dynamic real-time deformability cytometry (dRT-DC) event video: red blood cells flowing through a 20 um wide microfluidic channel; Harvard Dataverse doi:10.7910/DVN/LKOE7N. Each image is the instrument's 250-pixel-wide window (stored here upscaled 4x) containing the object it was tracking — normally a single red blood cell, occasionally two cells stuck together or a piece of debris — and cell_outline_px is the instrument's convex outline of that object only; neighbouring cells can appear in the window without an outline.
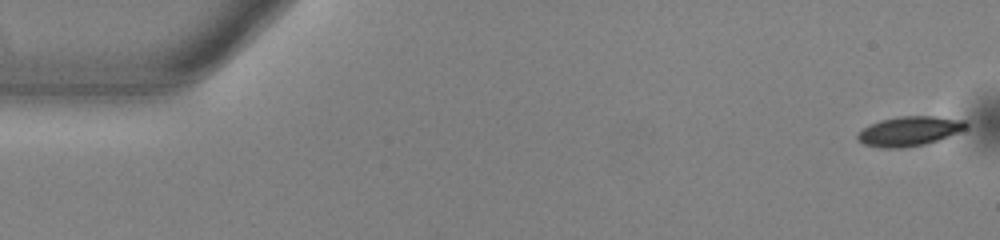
{"species": "common noctule bat (a hibernating species)", "species_latin": "Nyctalus noctula", "temperature_condition": "warm", "stored_images_in_passage": 48, "camera_frame_rate_fps": 3000, "um_per_image_px": 0.085, "animal": {"sex": "male", "body_mass_g": 13.0, "forearm_length_mm": 53.1}, "frame": {"image": 1, "passage_image": 1, "time_ms": 0.0, "image_size_px": [1000, 240], "cell_outline_px": [[968, 128], [948, 136], [924, 144], [904, 148], [880, 148], [864, 144], [856, 136], [864, 128], [880, 120], [900, 116], [936, 116], [964, 120], [968, 124]], "centroid_in_image_um": [77.32, 11.14], "position_along_channel_um": 7.7, "area_um2": 18.5}}
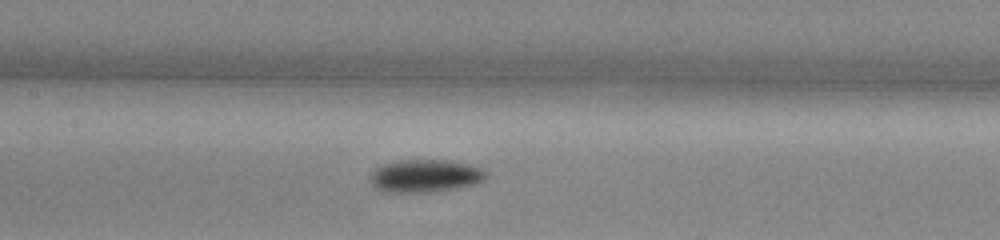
{"frame": {"image": 2, "passage_image": 25, "time_ms": 8.0, "image_size_px": [1000, 240], "cell_outline_px": [[488, 176], [484, 180], [476, 184], [456, 188], [424, 192], [380, 192], [372, 184], [368, 176], [376, 168], [384, 164], [400, 160], [444, 160], [472, 164], [488, 172]], "centroid_in_image_um": [36.14, 14.95], "position_along_channel_um": 171.3, "area_um2": 22.25}}
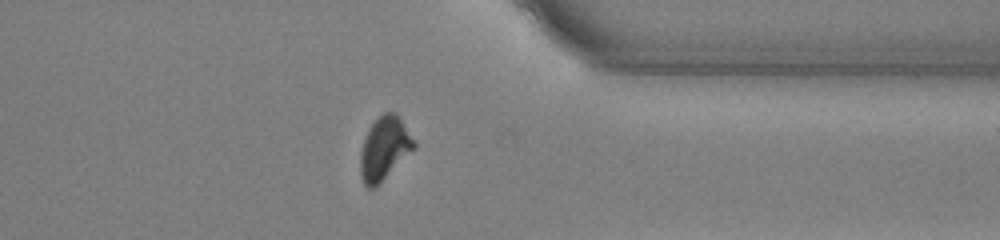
{"frame": {"image": 3, "passage_image": 42, "time_ms": 13.667, "image_size_px": [1000, 240], "cell_outline_px": [[416, 148], [372, 188], [368, 188], [364, 184], [360, 172], [360, 152], [364, 140], [372, 124], [384, 112], [396, 112], [416, 144]], "centroid_in_image_um": [32.67, 12.59], "position_along_channel_um": 378.7, "area_um2": 19.07}, "authors_computed_cell_mechanics": {"area_um2": 19.8832, "velocity_mm_per_s": 3.8203, "shape_relaxation_time_tau1_ms": 3.0263, "shape_relaxation_time_tau2_ms": null, "deformation_change_tau1": 0.1567, "deformation_change_tau2": null}}